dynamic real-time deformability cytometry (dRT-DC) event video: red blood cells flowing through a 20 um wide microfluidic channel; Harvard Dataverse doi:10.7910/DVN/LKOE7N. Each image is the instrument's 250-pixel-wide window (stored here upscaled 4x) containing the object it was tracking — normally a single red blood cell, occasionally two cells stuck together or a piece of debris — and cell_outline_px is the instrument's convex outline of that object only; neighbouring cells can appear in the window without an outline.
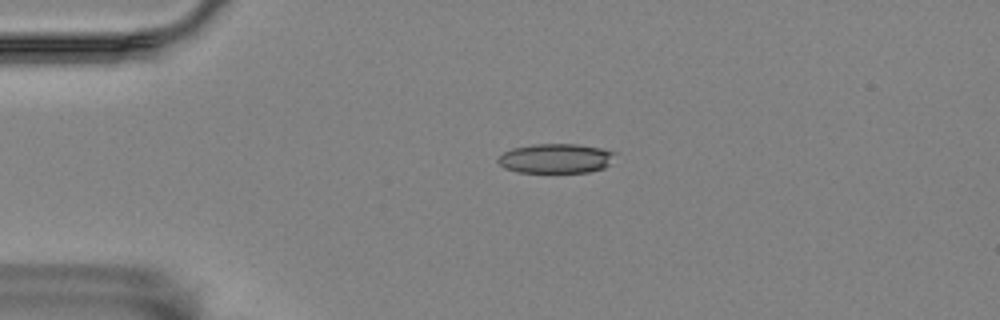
{"species": "Egyptian fruit bat (a non-hibernating species)", "species_latin": "Rousettus aegyptiacus", "temperature_condition": "room temperature", "stored_images_in_passage": 46, "camera_frame_rate_fps": 3000, "um_per_image_px": 0.085, "animal": {"sex": "female"}, "frame": {"image": 1, "passage_image": 2, "time_ms": 0.333, "image_size_px": [1000, 320], "cell_outline_px": [[616, 152], [608, 164], [604, 168], [588, 172], [516, 172], [504, 168], [496, 160], [504, 152], [512, 148], [532, 144], [576, 144], [604, 148]], "centroid_in_image_um": [47.23, 13.46], "position_along_channel_um": 37.8, "area_um2": 20.17}}
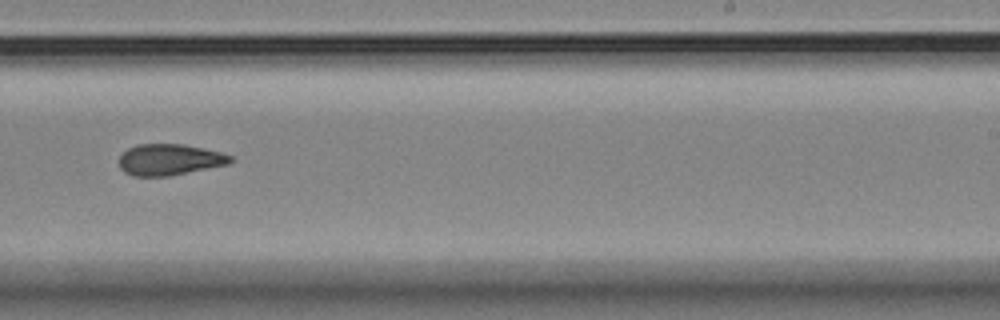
{"frame": {"image": 2, "passage_image": 25, "time_ms": 8.0, "image_size_px": [1000, 320], "cell_outline_px": [[236, 160], [228, 164], [168, 176], [136, 176], [124, 172], [120, 168], [120, 156], [128, 148], [136, 144], [184, 144], [204, 148], [220, 152], [232, 156]], "centroid_in_image_um": [14.43, 13.56], "position_along_channel_um": 274.6, "area_um2": 20.23}}
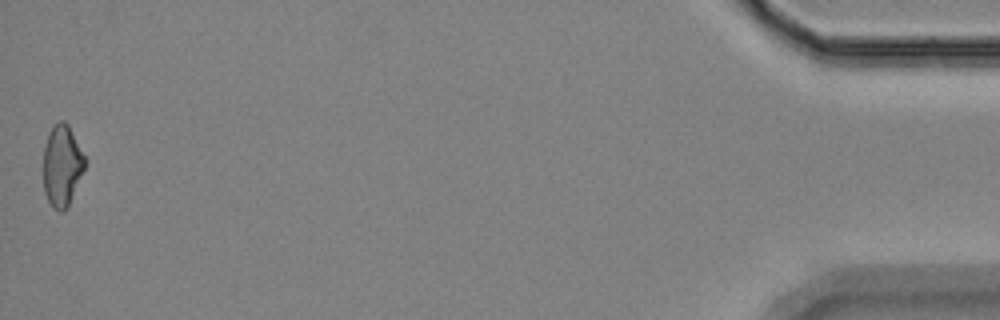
{"frame": {"image": 3, "passage_image": 46, "time_ms": 15.0, "image_size_px": [1000, 320], "cell_outline_px": [[88, 160], [68, 208], [60, 212], [52, 208], [44, 192], [44, 148], [48, 132], [52, 124], [60, 120], [64, 120], [68, 124]], "centroid_in_image_um": [5.29, 14.06], "position_along_channel_um": 429.9, "area_um2": 20.11}, "authors_computed_cell_mechanics": {"area_um2": 20.2878, "velocity_mm_per_s": 3.5142, "shape_relaxation_time_tau1_ms": 6.2192, "shape_relaxation_time_tau2_ms": 4.0272, "deformation_change_tau1": 0.1261, "deformation_change_tau2": 0.1123}}